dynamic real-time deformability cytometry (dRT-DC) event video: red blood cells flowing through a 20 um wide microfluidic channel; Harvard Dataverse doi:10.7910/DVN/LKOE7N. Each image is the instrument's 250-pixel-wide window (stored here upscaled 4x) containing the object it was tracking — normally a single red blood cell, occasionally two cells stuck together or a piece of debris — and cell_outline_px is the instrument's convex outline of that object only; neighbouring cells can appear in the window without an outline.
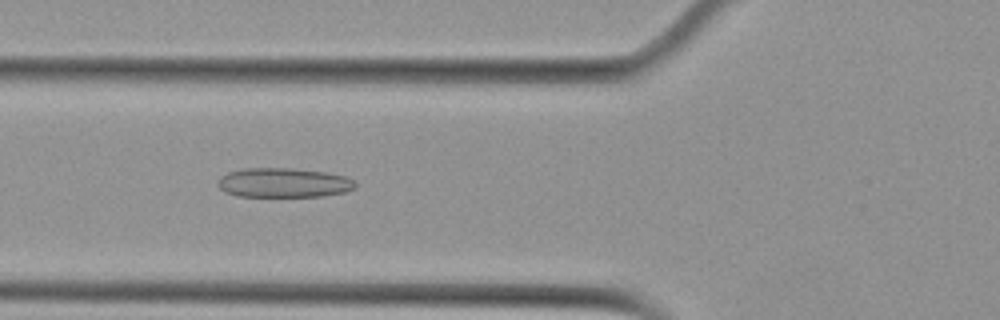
{"species": "Egyptian fruit bat (a non-hibernating species)", "species_latin": "Rousettus aegyptiacus", "temperature_condition": "cold", "stored_images_in_passage": 54, "camera_frame_rate_fps": 3000, "um_per_image_px": 0.085, "animal": {"sex": "female"}, "frame": {"image": 1, "passage_image": 20, "time_ms": 6.333, "image_size_px": [1000, 320], "cell_outline_px": [[356, 188], [344, 192], [324, 196], [236, 196], [224, 192], [216, 184], [220, 176], [228, 172], [244, 168], [292, 168], [328, 172], [344, 176], [352, 180], [356, 184]], "centroid_in_image_um": [24.08, 15.53], "position_along_channel_um": 101.7, "area_um2": 23.76}}
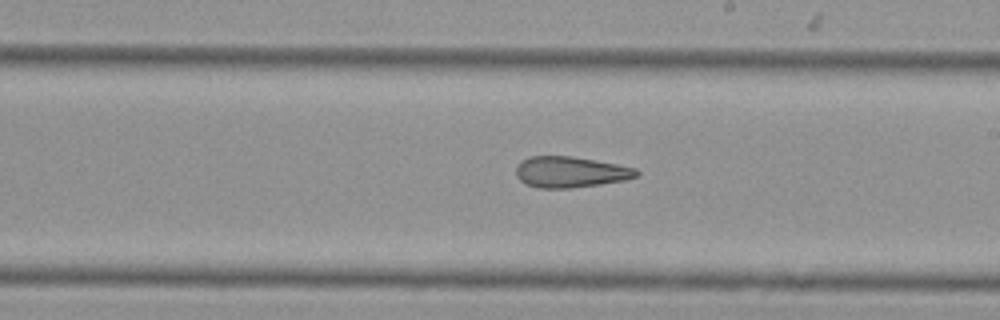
{"frame": {"image": 2, "passage_image": 31, "time_ms": 10.0, "image_size_px": [1000, 320], "cell_outline_px": [[640, 172], [636, 176], [624, 180], [600, 184], [572, 188], [540, 188], [528, 184], [520, 180], [516, 176], [516, 168], [520, 160], [528, 156], [572, 156], [616, 164], [636, 168]], "centroid_in_image_um": [48.46, 14.61], "position_along_channel_um": 240.5, "area_um2": 21.68}}
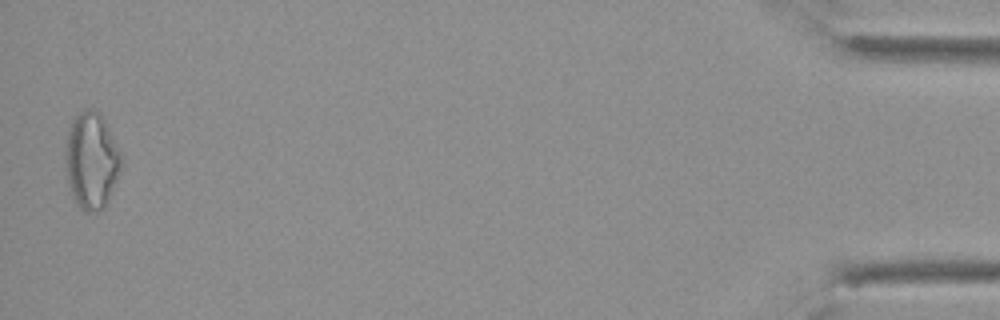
{"frame": {"image": 3, "passage_image": 53, "time_ms": 17.333, "image_size_px": [1000, 320], "cell_outline_px": [[120, 168], [116, 180], [104, 208], [92, 212], [84, 212], [76, 204], [72, 196], [68, 184], [64, 156], [68, 128], [72, 120], [84, 108], [96, 108], [100, 112], [120, 152]], "centroid_in_image_um": [7.73, 13.63], "position_along_channel_um": 427.5, "area_um2": 31.33}, "authors_computed_cell_mechanics": {"area_um2": 25.4609, "velocity_mm_per_s": 3.7861, "shape_relaxation_time_tau1_ms": null, "shape_relaxation_time_tau2_ms": 3.7377, "deformation_change_tau1": null, "deformation_change_tau2": 0.1469}}